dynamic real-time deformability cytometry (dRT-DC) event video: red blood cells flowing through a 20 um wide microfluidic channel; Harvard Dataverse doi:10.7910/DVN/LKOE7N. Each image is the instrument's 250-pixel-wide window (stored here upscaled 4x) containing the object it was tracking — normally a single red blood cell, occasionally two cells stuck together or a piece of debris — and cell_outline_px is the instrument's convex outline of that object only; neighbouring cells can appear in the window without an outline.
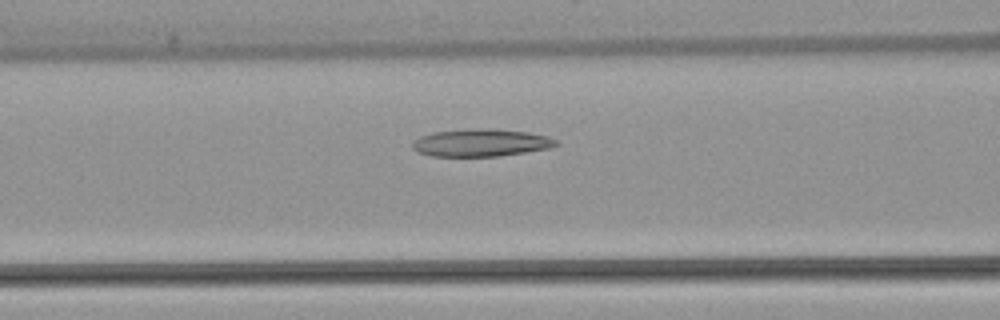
{"species": "common noctule bat (a hibernating species)", "species_latin": "Nyctalus noctula", "temperature_condition": "warm", "stored_images_in_passage": 30, "camera_frame_rate_fps": 3000, "um_per_image_px": 0.085, "animal": {"sex": "female", "body_mass_g": 22.7, "forearm_length_mm": 54.2}, "frame": {"image": 1, "passage_image": 9, "time_ms": 2.667, "image_size_px": [1000, 320], "cell_outline_px": [[560, 144], [548, 148], [500, 156], [432, 156], [416, 152], [412, 148], [412, 140], [420, 136], [432, 132], [484, 128], [496, 128], [528, 132], [548, 136], [556, 140]], "centroid_in_image_um": [40.85, 12.13], "position_along_channel_um": 125.7, "area_um2": 23.12}}
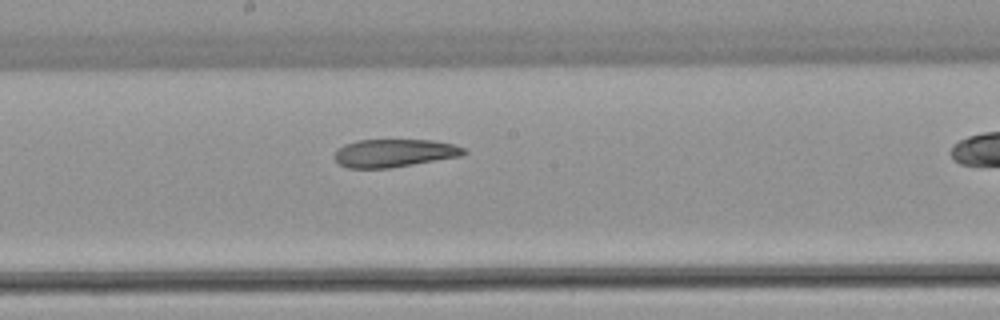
{"frame": {"image": 2, "passage_image": 16, "time_ms": 5.0, "image_size_px": [1000, 320], "cell_outline_px": [[468, 152], [464, 156], [392, 168], [348, 168], [340, 164], [332, 156], [344, 144], [356, 140], [432, 140], [452, 144], [464, 148]], "centroid_in_image_um": [33.54, 13.02], "position_along_channel_um": 214.7, "area_um2": 21.27}}
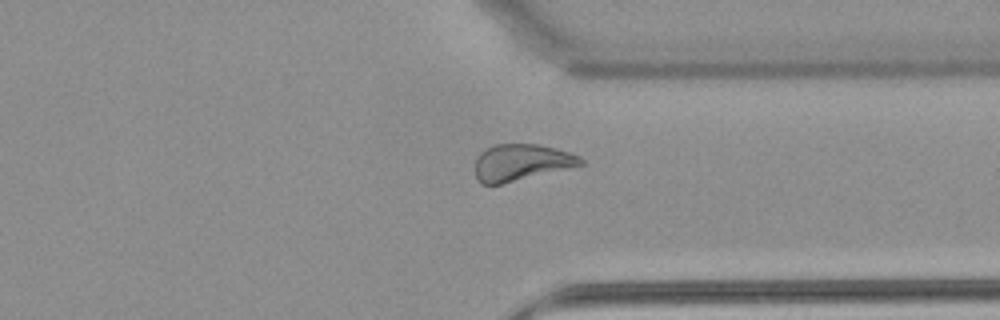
{"frame": {"image": 3, "passage_image": 28, "time_ms": 9.0, "image_size_px": [1000, 320], "cell_outline_px": [[584, 164], [500, 184], [480, 184], [476, 176], [476, 160], [480, 152], [496, 144], [536, 144], [556, 148], [580, 156], [584, 160]], "centroid_in_image_um": [44.3, 13.8], "position_along_channel_um": 367.1, "area_um2": 22.14}}